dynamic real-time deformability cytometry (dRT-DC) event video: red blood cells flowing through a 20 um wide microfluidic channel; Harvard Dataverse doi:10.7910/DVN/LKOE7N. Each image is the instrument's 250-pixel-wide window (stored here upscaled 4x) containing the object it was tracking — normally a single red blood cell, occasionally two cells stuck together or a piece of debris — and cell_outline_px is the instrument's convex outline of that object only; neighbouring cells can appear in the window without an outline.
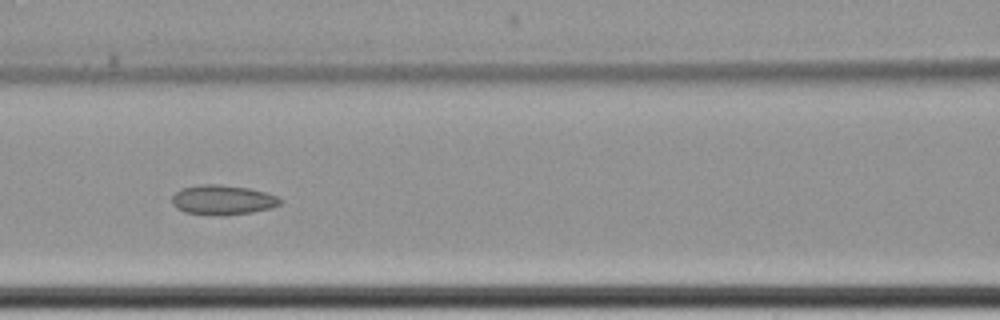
{"species": "common noctule bat (a hibernating species)", "species_latin": "Nyctalus noctula", "temperature_condition": "cold", "stored_images_in_passage": 11, "camera_frame_rate_fps": 3000, "um_per_image_px": 0.085, "animal": {"sex": "female", "body_mass_g": 22.7, "forearm_length_mm": 54.2}, "frame": {"image": 1, "passage_image": 7, "time_ms": 8.0, "image_size_px": [1000, 320], "cell_outline_px": [[284, 200], [280, 204], [272, 208], [252, 212], [224, 216], [208, 216], [184, 212], [176, 208], [172, 204], [172, 196], [180, 188], [204, 184], [216, 184], [248, 188], [264, 192], [276, 196]], "centroid_in_image_um": [18.9, 17.01], "position_along_channel_um": 147.7, "area_um2": 19.02}}
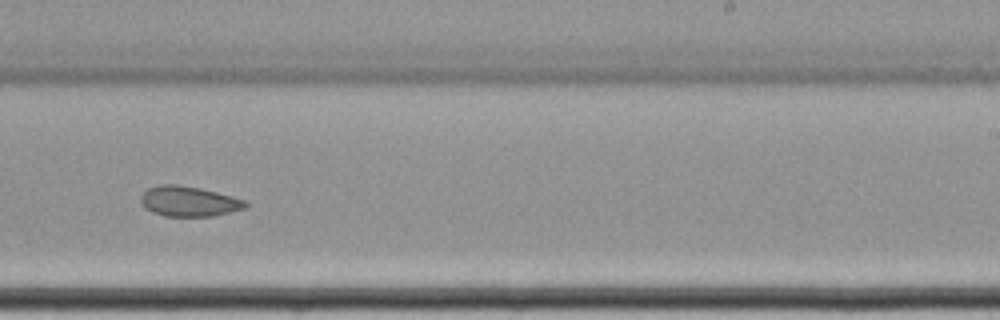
{"frame": {"image": 2, "passage_image": 10, "time_ms": 11.667, "image_size_px": [1000, 320], "cell_outline_px": [[248, 204], [244, 208], [212, 216], [164, 216], [152, 212], [144, 208], [140, 200], [140, 196], [148, 188], [160, 184], [176, 184], [200, 188], [232, 196], [244, 200]], "centroid_in_image_um": [16.0, 17.11], "position_along_channel_um": 273.0, "area_um2": 18.32}}
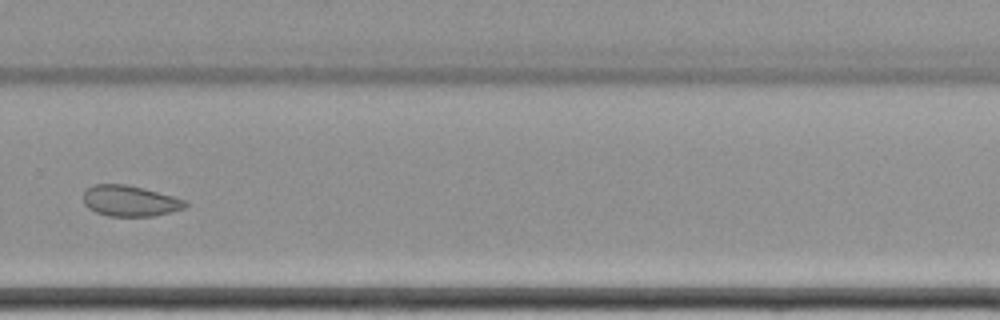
{"frame": {"image": 3, "passage_image": 11, "time_ms": 13.0, "image_size_px": [1000, 320], "cell_outline_px": [[188, 204], [184, 208], [152, 216], [108, 216], [96, 212], [88, 208], [84, 204], [84, 192], [92, 184], [124, 184], [188, 200]], "centroid_in_image_um": [11.02, 17.08], "position_along_channel_um": 318.8, "area_um2": 18.09}}